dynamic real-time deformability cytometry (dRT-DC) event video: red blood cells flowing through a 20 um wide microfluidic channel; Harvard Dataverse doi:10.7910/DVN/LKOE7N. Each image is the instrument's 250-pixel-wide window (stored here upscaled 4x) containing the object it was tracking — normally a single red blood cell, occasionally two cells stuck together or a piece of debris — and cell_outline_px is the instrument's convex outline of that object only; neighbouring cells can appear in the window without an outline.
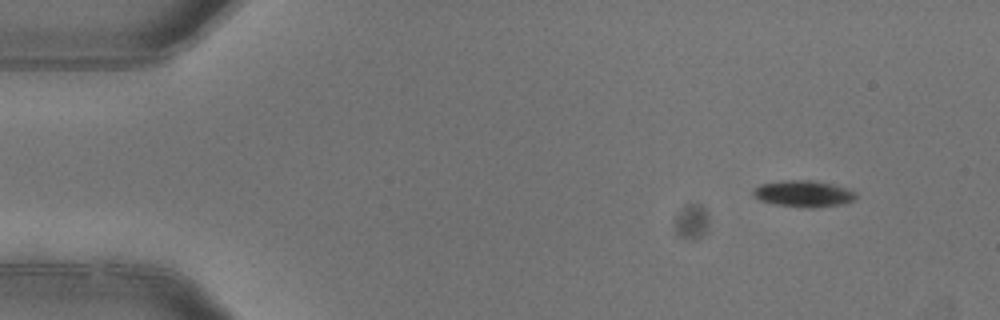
{"species": "common noctule bat (a hibernating species)", "species_latin": "Nyctalus noctula", "temperature_condition": "warm", "stored_images_in_passage": 3, "camera_frame_rate_fps": 3000, "um_per_image_px": 0.085, "animal": {"sex": "female"}, "frame": {"image": 1, "passage_image": 1, "time_ms": 0.0, "image_size_px": [1000, 320], "cell_outline_px": [[856, 196], [852, 200], [844, 204], [812, 208], [808, 208], [776, 204], [760, 200], [752, 196], [752, 192], [760, 184], [784, 180], [812, 180], [832, 184], [848, 188], [856, 192]], "centroid_in_image_um": [68.3, 16.46], "position_along_channel_um": 16.7, "area_um2": 15.84}}